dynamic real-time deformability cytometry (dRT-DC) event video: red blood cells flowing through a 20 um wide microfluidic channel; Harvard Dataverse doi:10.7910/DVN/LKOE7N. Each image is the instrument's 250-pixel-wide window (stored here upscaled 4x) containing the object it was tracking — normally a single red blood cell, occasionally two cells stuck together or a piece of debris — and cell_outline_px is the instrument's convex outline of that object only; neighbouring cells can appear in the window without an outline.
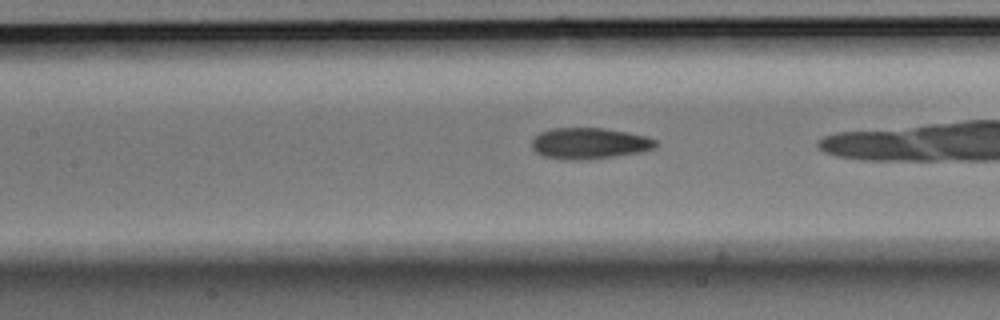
{"species": "Egyptian fruit bat (a non-hibernating species)", "species_latin": "Rousettus aegyptiacus", "temperature_condition": "room temperature", "stored_images_in_passage": 39, "camera_frame_rate_fps": 3000, "um_per_image_px": 0.085, "animal": {"sex": "male"}, "frame": {"image": 1, "passage_image": 21, "time_ms": 6.667, "image_size_px": [1000, 320], "cell_outline_px": [[656, 148], [640, 152], [612, 156], [576, 160], [564, 160], [544, 156], [536, 152], [532, 148], [532, 140], [540, 132], [552, 128], [604, 128], [628, 132], [648, 136], [656, 140]], "centroid_in_image_um": [50.1, 12.17], "position_along_channel_um": 157.3, "area_um2": 22.43}}
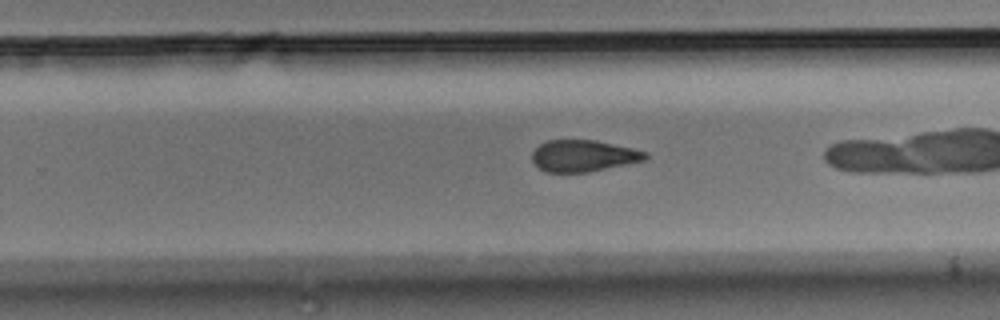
{"frame": {"image": 2, "passage_image": 31, "time_ms": 10.0, "image_size_px": [1000, 320], "cell_outline_px": [[648, 156], [644, 160], [588, 172], [548, 172], [540, 168], [532, 160], [532, 152], [540, 144], [548, 140], [596, 140], [632, 148], [648, 152]], "centroid_in_image_um": [49.59, 13.23], "position_along_channel_um": 280.2, "area_um2": 20.63}}
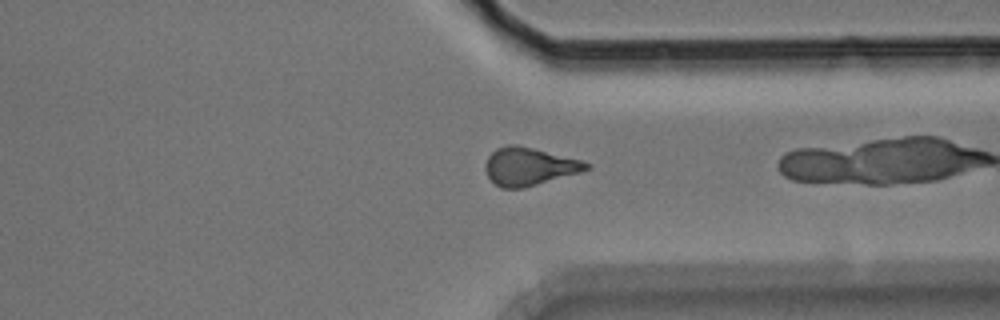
{"frame": {"image": 3, "passage_image": 38, "time_ms": 12.333, "image_size_px": [1000, 320], "cell_outline_px": [[592, 168], [580, 172], [524, 188], [500, 188], [488, 176], [484, 168], [484, 164], [488, 156], [496, 148], [508, 144], [516, 144], [580, 160], [592, 164]], "centroid_in_image_um": [44.96, 14.15], "position_along_channel_um": 366.4, "area_um2": 22.2}}